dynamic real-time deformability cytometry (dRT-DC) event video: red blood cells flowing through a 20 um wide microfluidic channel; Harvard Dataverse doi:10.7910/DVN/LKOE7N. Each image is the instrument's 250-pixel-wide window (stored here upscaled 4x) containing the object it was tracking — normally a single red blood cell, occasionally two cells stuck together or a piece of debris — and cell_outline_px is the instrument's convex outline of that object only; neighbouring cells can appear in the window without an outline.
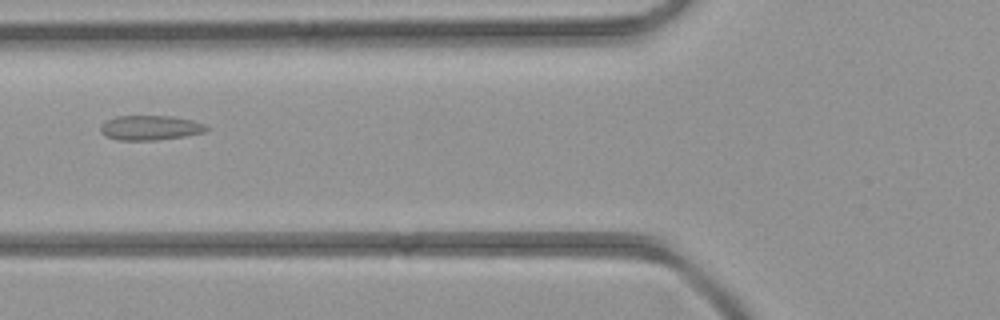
{"species": "common noctule bat (a hibernating species)", "species_latin": "Nyctalus noctula", "temperature_condition": "room temperature", "stored_images_in_passage": 2, "camera_frame_rate_fps": 3000, "um_per_image_px": 0.085, "animal": {"sex": "female", "body_mass_g": 21.9}, "frame": {"image": 1, "passage_image": 2, "time_ms": 1.0, "image_size_px": [1000, 320], "cell_outline_px": [[212, 128], [204, 132], [184, 136], [156, 140], [120, 140], [108, 136], [100, 132], [100, 128], [108, 120], [116, 116], [172, 116], [192, 120], [204, 124]], "centroid_in_image_um": [12.83, 10.85], "position_along_channel_um": 113.0, "area_um2": 15.09}}